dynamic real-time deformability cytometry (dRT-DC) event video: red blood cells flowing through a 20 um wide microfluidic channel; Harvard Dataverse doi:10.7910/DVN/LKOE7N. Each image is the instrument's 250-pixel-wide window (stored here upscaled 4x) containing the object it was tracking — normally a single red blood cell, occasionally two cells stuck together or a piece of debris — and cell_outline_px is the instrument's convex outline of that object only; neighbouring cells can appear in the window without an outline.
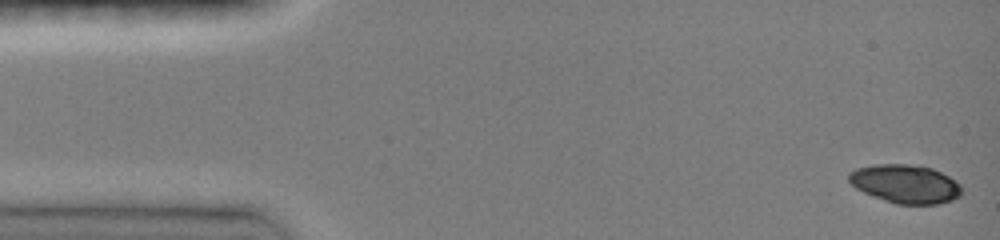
{"species": "common noctule bat (a hibernating species)", "species_latin": "Nyctalus noctula", "temperature_condition": "room temperature", "stored_images_in_passage": 14, "camera_frame_rate_fps": 3000, "um_per_image_px": 0.085, "animal": {"sex": "female", "body_mass_g": 19.0, "forearm_length_mm": 51.5}, "frame": {"image": 1, "passage_image": 1, "time_ms": 0.0, "image_size_px": [1000, 240], "cell_outline_px": [[960, 196], [952, 200], [940, 204], [896, 204], [884, 200], [864, 192], [856, 188], [848, 180], [848, 172], [856, 168], [872, 164], [908, 164], [932, 168], [956, 180], [960, 184]], "centroid_in_image_um": [76.94, 15.62], "position_along_channel_um": 8.1, "area_um2": 25.37}}
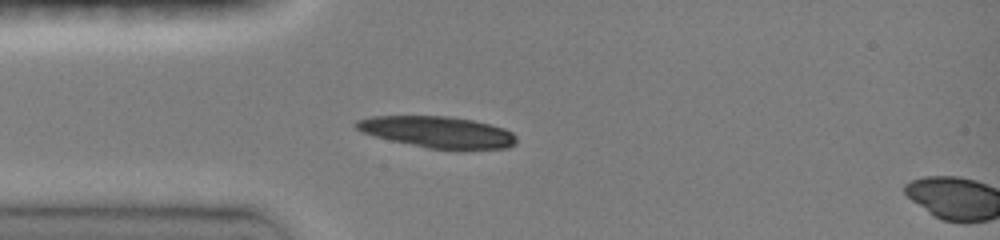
{"frame": {"image": 2, "passage_image": 12, "time_ms": 3.667, "image_size_px": [1000, 240], "cell_outline_px": [[516, 144], [508, 148], [428, 148], [392, 140], [376, 136], [364, 132], [356, 128], [352, 124], [356, 120], [372, 116], [448, 116], [472, 120], [504, 128], [512, 132], [516, 136]], "centroid_in_image_um": [37.19, 11.2], "position_along_channel_um": 47.8, "area_um2": 28.78}}